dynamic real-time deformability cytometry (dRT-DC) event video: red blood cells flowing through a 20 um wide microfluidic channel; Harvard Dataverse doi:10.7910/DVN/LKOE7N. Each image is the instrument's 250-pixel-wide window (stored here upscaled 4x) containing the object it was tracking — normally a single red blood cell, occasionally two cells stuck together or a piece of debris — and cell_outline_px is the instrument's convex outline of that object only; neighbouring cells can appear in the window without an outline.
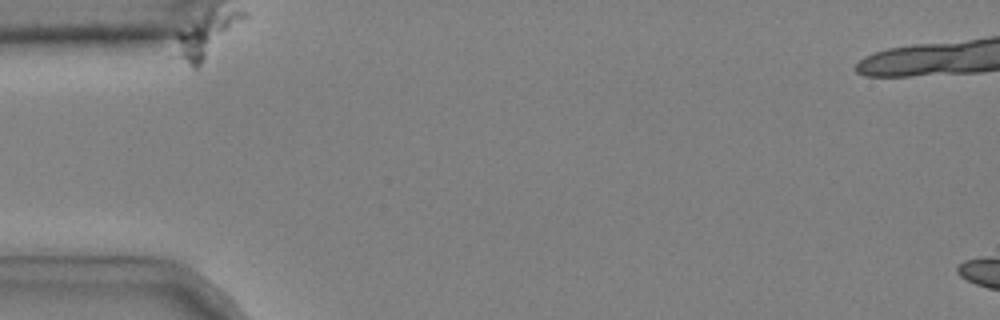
{"species": "common noctule bat (a hibernating species)", "species_latin": "Nyctalus noctula", "temperature_condition": "cold", "stored_images_in_passage": 6, "segment_of_instrument_passage": [1, 2], "camera_frame_rate_fps": 3000, "um_per_image_px": 0.085, "animal": {"sex": "male", "body_mass_g": 20.4}, "frame": {"image": 1, "passage_image": 1, "time_ms": 0.0, "image_size_px": [1000, 320], "cell_outline_px": [[248, 16], [196, 68], [192, 68], [180, 56], [176, 36], [176, 32], [212, 12], [248, 12]], "centroid_in_image_um": [17.56, 3.01], "position_along_channel_um": 67.4, "area_um2": 15.61}}
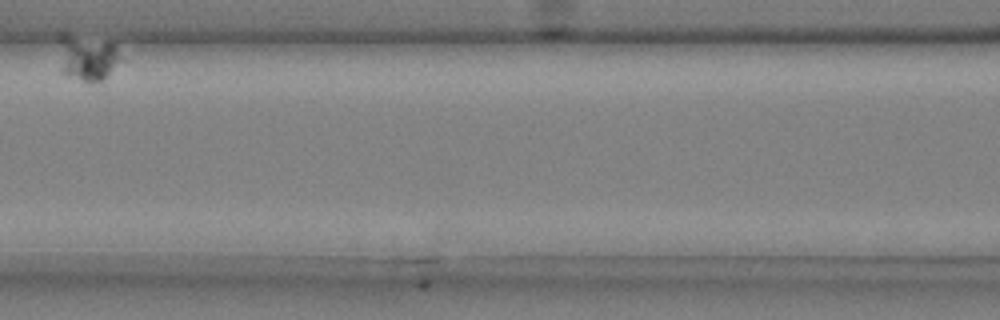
{"frame": {"image": 2, "passage_image": 4, "time_ms": 1.0, "image_size_px": [1000, 320], "cell_outline_px": [[124, 60], [100, 84], [68, 76], [60, 72], [60, 32], [68, 32], [116, 44]], "centroid_in_image_um": [7.47, 4.89], "position_along_channel_um": 159.1, "area_um2": 17.22}}